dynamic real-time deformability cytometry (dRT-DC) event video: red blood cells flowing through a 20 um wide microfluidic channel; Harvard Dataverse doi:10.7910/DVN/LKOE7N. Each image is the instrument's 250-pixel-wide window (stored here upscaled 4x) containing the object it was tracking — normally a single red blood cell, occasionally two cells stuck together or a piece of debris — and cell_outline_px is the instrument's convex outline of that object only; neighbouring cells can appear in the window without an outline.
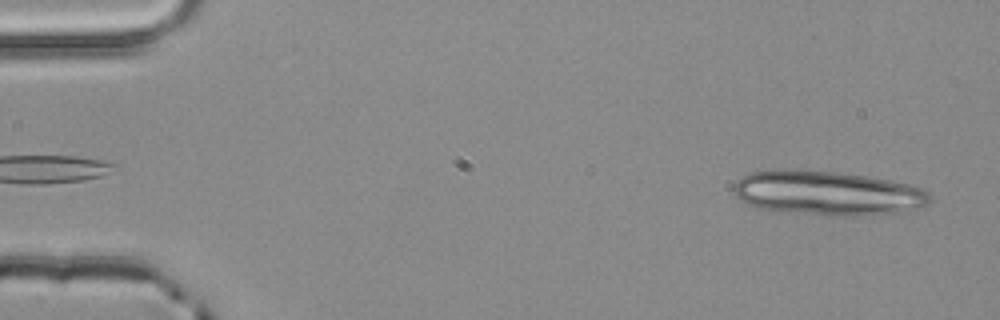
{"species": "common noctule bat (a hibernating species)", "species_latin": "Nyctalus noctula", "temperature_condition": "room temperature", "stored_images_in_passage": 4, "segment_of_instrument_passage": [2, 2], "camera_frame_rate_fps": 3000, "um_per_image_px": 0.085, "animal": {"sex": "male", "body_mass_g": 20.4}, "frame": {"image": 1, "passage_image": 4, "time_ms": 1.0, "image_size_px": [1000, 320], "cell_outline_px": [[932, 196], [928, 204], [908, 212], [856, 216], [840, 216], [760, 208], [748, 204], [740, 200], [736, 196], [732, 188], [736, 180], [752, 172], [776, 168], [792, 168], [836, 172], [868, 176], [908, 184], [924, 188]], "centroid_in_image_um": [70.37, 16.39], "position_along_channel_um": 14.6, "area_um2": 51.1}}